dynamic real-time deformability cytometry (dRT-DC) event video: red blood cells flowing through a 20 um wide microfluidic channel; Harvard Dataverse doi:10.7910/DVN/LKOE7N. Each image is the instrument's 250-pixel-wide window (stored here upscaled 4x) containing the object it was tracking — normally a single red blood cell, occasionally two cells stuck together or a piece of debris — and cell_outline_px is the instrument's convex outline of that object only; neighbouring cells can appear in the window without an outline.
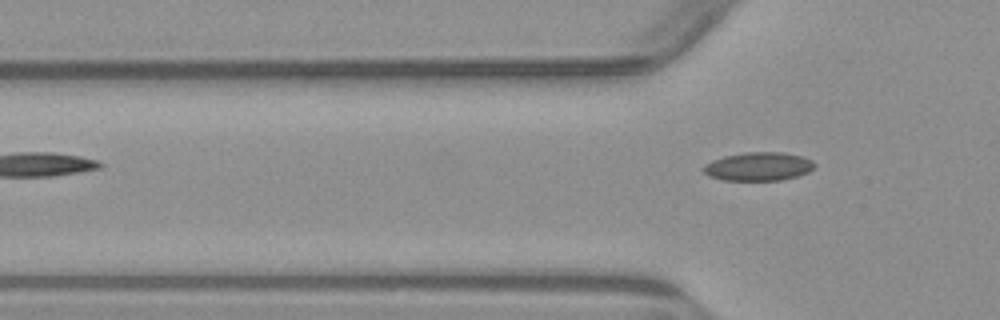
{"species": "common noctule bat (a hibernating species)", "species_latin": "Nyctalus noctula", "temperature_condition": "warm", "stored_images_in_passage": 4, "camera_frame_rate_fps": 3000, "um_per_image_px": 0.085, "animal": {"sex": "male", "body_mass_g": 23.1, "forearm_length_mm": 52.7}, "frame": {"image": 1, "passage_image": 4, "time_ms": 3.667, "image_size_px": [1000, 320], "cell_outline_px": [[816, 164], [808, 172], [796, 176], [780, 180], [724, 180], [708, 176], [700, 168], [704, 164], [712, 160], [724, 156], [744, 152], [784, 152], [800, 156], [812, 160]], "centroid_in_image_um": [64.42, 14.14], "position_along_channel_um": 61.4, "area_um2": 18.5}}